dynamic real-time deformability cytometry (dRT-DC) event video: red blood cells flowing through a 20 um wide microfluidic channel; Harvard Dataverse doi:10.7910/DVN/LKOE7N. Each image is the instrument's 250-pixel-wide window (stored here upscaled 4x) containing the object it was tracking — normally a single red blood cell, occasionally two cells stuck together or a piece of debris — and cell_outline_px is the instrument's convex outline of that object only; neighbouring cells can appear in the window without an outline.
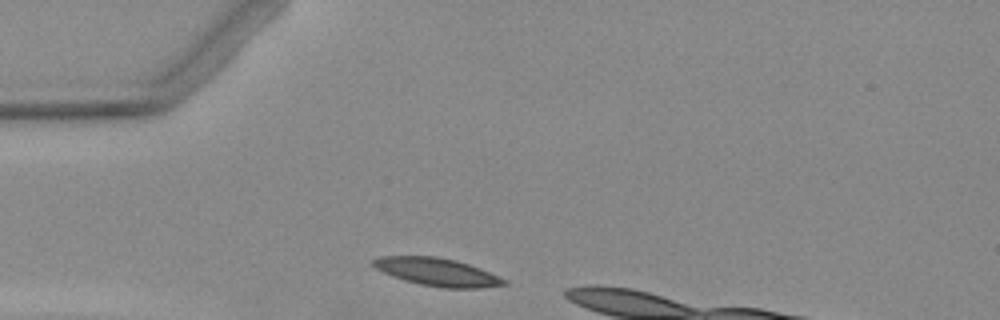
{"species": "Egyptian fruit bat (a non-hibernating species)", "species_latin": "Rousettus aegyptiacus", "temperature_condition": "warm", "stored_images_in_passage": 2, "camera_frame_rate_fps": 3000, "um_per_image_px": 0.085, "animal": {"sex": "female"}, "frame": {"image": 1, "passage_image": 1, "time_ms": 0.0, "image_size_px": [1000, 320], "cell_outline_px": [[508, 284], [480, 288], [444, 288], [420, 284], [404, 280], [392, 276], [376, 268], [372, 264], [372, 260], [380, 256], [432, 256], [456, 260], [480, 268], [508, 280]], "centroid_in_image_um": [37.18, 23.12], "position_along_channel_um": 47.8, "area_um2": 21.15}}